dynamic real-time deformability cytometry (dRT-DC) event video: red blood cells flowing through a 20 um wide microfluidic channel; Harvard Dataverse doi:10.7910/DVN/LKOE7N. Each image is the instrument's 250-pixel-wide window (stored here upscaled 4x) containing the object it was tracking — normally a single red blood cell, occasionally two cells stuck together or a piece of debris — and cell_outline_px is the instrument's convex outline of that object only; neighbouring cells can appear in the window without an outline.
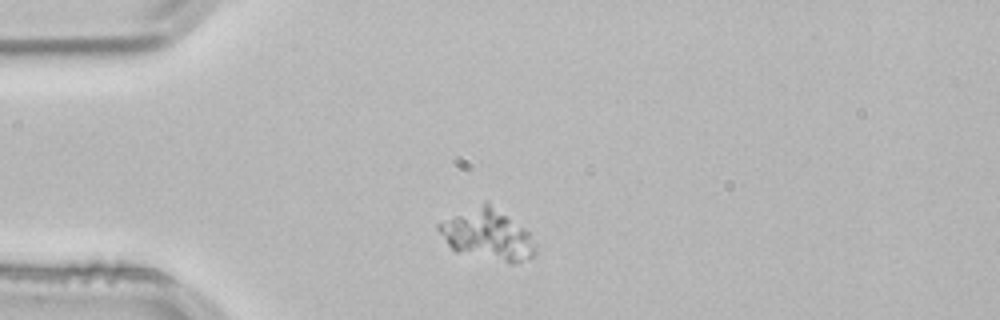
{"species": "common noctule bat (a hibernating species)", "species_latin": "Nyctalus noctula", "temperature_condition": "room temperature", "stored_images_in_passage": 45, "camera_frame_rate_fps": 3000, "um_per_image_px": 0.085, "animal": {"sex": "male", "body_mass_g": 21.5, "forearm_length_mm": 52.0}, "frame": {"image": 1, "passage_image": 4, "time_ms": 1.0, "image_size_px": [1000, 320], "cell_outline_px": [[536, 252], [532, 256], [512, 264], [456, 252], [448, 244], [436, 228], [436, 224], [484, 200], [488, 200], [524, 228], [528, 232], [536, 244]], "centroid_in_image_um": [41.43, 19.92], "position_along_channel_um": 43.6, "area_um2": 28.73}}
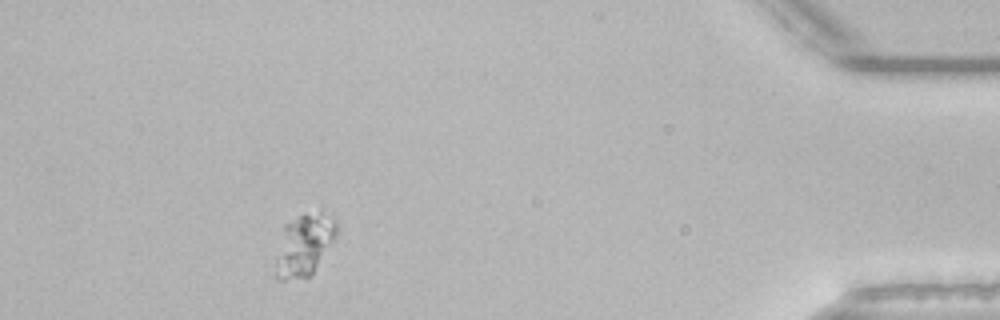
{"frame": {"image": 2, "passage_image": 40, "time_ms": 13.0, "image_size_px": [1000, 320], "cell_outline_px": [[336, 236], [312, 276], [284, 280], [276, 280], [276, 256], [284, 224], [300, 216], [320, 212], [336, 220]], "centroid_in_image_um": [25.85, 20.86], "position_along_channel_um": 409.4, "area_um2": 21.62}}